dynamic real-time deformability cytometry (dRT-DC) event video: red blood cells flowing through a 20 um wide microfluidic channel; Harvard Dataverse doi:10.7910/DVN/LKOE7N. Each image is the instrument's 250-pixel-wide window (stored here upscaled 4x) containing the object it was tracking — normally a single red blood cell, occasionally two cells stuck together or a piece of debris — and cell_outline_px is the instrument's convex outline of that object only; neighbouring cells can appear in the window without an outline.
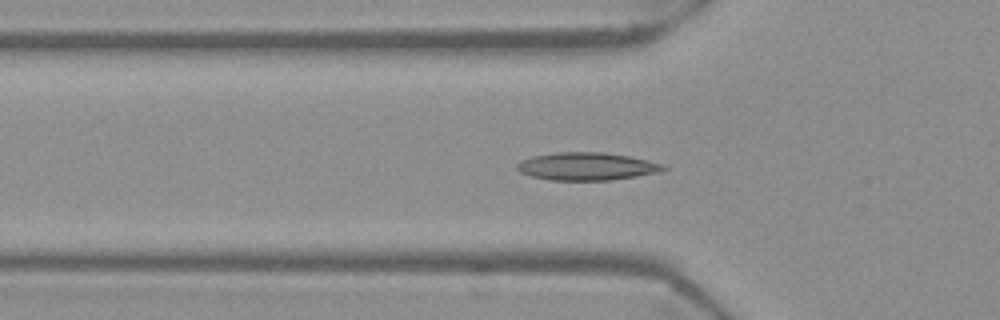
{"species": "Egyptian fruit bat (a non-hibernating species)", "species_latin": "Rousettus aegyptiacus", "temperature_condition": "warm", "stored_images_in_passage": 56, "segment_of_instrument_passage": [1, 2], "camera_frame_rate_fps": 3000, "um_per_image_px": 0.085, "frame": {"image": 1, "passage_image": 18, "time_ms": 5.667, "image_size_px": [1000, 320], "cell_outline_px": [[664, 168], [652, 172], [632, 176], [608, 180], [556, 180], [532, 176], [524, 172], [520, 168], [520, 164], [524, 160], [536, 156], [564, 152], [592, 152], [628, 156], [644, 160], [656, 164]], "centroid_in_image_um": [49.82, 14.14], "position_along_channel_um": 76.0, "area_um2": 21.96}}
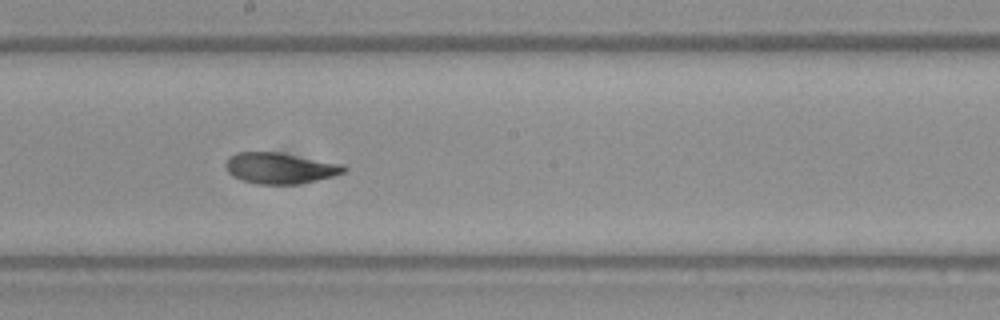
{"frame": {"image": 2, "passage_image": 30, "time_ms": 9.667, "image_size_px": [1000, 320], "cell_outline_px": [[344, 172], [332, 176], [296, 184], [264, 184], [244, 180], [236, 176], [228, 168], [228, 160], [232, 156], [240, 152], [276, 152], [332, 164], [344, 168]], "centroid_in_image_um": [23.74, 14.3], "position_along_channel_um": 224.5, "area_um2": 19.65}}
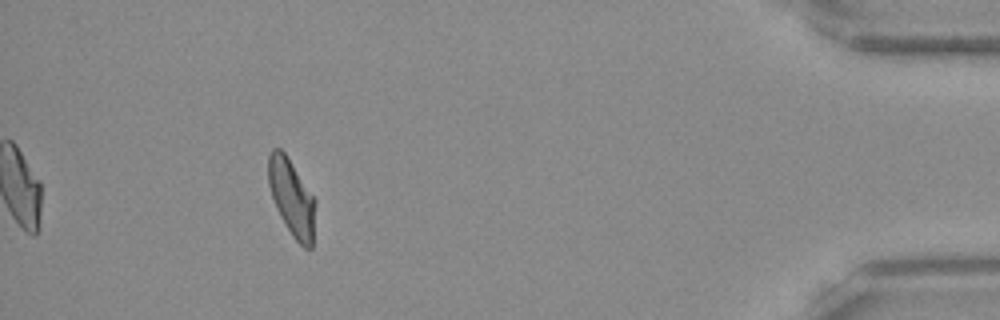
{"frame": {"image": 3, "passage_image": 50, "time_ms": 16.333, "image_size_px": [1000, 320], "cell_outline_px": [[312, 248], [304, 248], [296, 240], [288, 228], [272, 196], [268, 184], [268, 156], [272, 148], [280, 148], [284, 152], [312, 196]], "centroid_in_image_um": [24.72, 16.73], "position_along_channel_um": 410.5, "area_um2": 19.48}}